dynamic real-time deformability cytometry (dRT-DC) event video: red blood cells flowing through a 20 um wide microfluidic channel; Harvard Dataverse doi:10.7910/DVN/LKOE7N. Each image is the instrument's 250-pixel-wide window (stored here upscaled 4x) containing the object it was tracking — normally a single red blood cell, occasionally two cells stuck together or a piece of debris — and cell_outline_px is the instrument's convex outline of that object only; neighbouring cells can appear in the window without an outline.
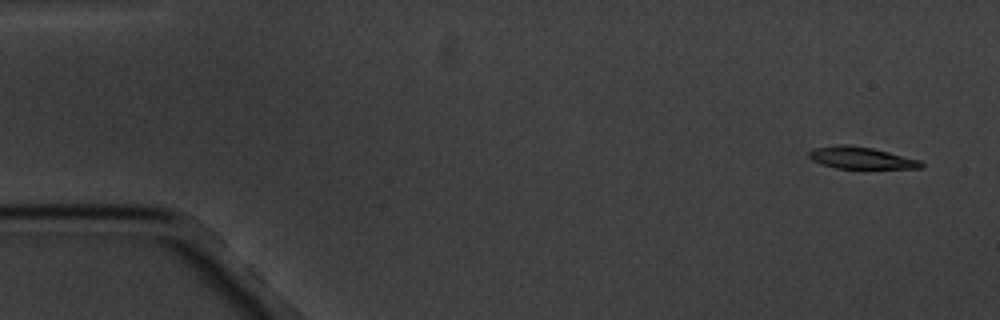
{"species": "common noctule bat (a hibernating species)", "species_latin": "Nyctalus noctula", "temperature_condition": "cold", "stored_images_in_passage": 4, "camera_frame_rate_fps": 3000, "um_per_image_px": 0.085, "animal": {"sex": "male", "body_mass_g": 20.1, "forearm_length_mm": 53.5}, "frame": {"image": 1, "passage_image": 1, "time_ms": 0.0, "image_size_px": [1000, 320], "cell_outline_px": [[924, 168], [836, 168], [820, 164], [812, 160], [808, 156], [808, 152], [812, 148], [840, 144], [844, 144], [872, 148], [920, 160], [924, 164]], "centroid_in_image_um": [73.15, 13.42], "position_along_channel_um": 11.9, "area_um2": 14.28}}